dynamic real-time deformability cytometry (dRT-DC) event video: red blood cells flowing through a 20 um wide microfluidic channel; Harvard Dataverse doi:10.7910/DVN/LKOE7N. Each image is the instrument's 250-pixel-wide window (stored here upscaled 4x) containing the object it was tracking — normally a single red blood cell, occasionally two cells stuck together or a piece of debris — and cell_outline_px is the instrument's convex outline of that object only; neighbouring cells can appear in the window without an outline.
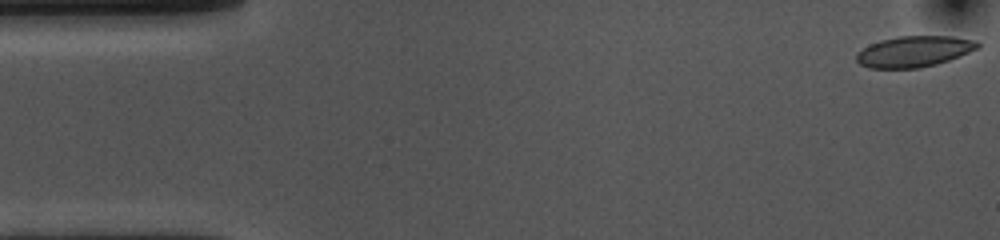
{"species": "common noctule bat (a hibernating species)", "species_latin": "Nyctalus noctula", "temperature_condition": "cold", "stored_images_in_passage": 55, "camera_frame_rate_fps": 3000, "um_per_image_px": 0.085, "animal": {"sex": "female", "body_mass_g": 10.0, "forearm_length_mm": 53.1}, "frame": {"image": 1, "passage_image": 1, "time_ms": 0.0, "image_size_px": [1000, 240], "cell_outline_px": [[980, 48], [960, 56], [936, 64], [920, 68], [868, 68], [860, 64], [856, 60], [856, 52], [880, 40], [900, 36], [952, 36], [976, 40], [980, 44]], "centroid_in_image_um": [77.72, 4.37], "position_along_channel_um": 7.3, "area_um2": 21.91}}
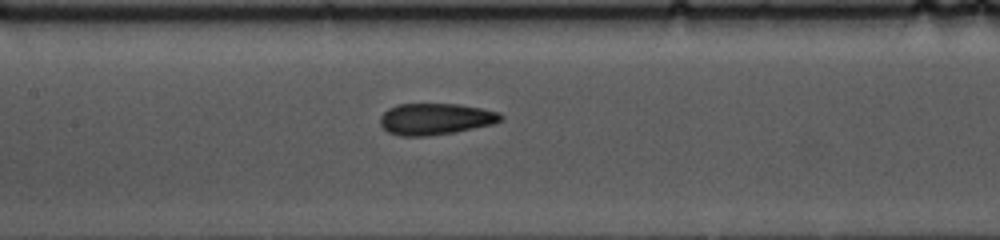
{"frame": {"image": 2, "passage_image": 24, "time_ms": 7.667, "image_size_px": [1000, 240], "cell_outline_px": [[504, 120], [492, 124], [452, 132], [428, 136], [400, 136], [388, 132], [380, 124], [380, 116], [388, 108], [396, 104], [460, 104], [500, 112], [504, 116]], "centroid_in_image_um": [37.01, 10.1], "position_along_channel_um": 170.4, "area_um2": 22.14}}
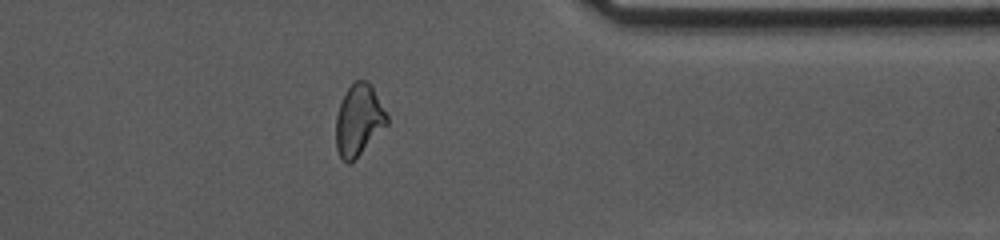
{"frame": {"image": 3, "passage_image": 43, "time_ms": 14.0, "image_size_px": [1000, 240], "cell_outline_px": [[388, 124], [348, 164], [340, 156], [336, 148], [336, 116], [340, 104], [348, 88], [356, 80], [368, 80], [372, 84], [388, 116]], "centroid_in_image_um": [30.5, 10.15], "position_along_channel_um": 380.9, "area_um2": 20.81}, "authors_computed_cell_mechanics": {"area_um2": 22.4264, "velocity_mm_per_s": 3.5768, "shape_relaxation_time_tau1_ms": 7.3065, "shape_relaxation_time_tau2_ms": 1.7587, "deformation_change_tau1": 0.1543, "deformation_change_tau2": 0.0627}}